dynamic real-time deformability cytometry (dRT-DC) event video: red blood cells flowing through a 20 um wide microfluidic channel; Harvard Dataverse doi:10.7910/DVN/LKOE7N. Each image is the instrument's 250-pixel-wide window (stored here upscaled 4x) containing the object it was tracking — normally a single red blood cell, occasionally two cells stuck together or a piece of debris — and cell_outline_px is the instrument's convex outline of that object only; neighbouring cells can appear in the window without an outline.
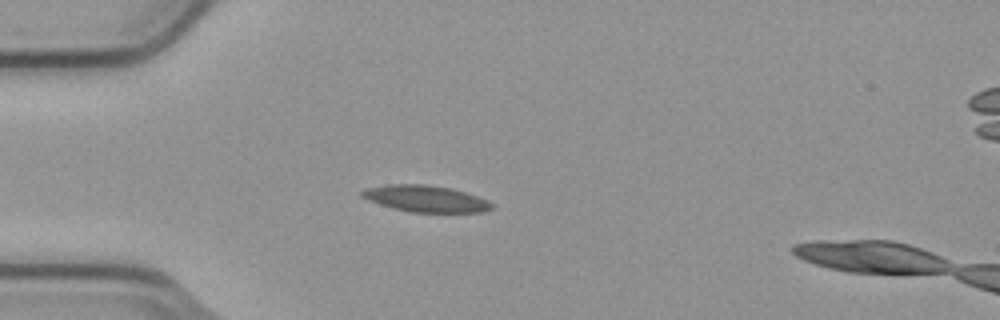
{"species": "common noctule bat (a hibernating species)", "species_latin": "Nyctalus noctula", "temperature_condition": "cold", "stored_images_in_passage": 5, "camera_frame_rate_fps": 3000, "um_per_image_px": 0.085, "animal": {"sex": "male", "body_mass_g": 23.1, "forearm_length_mm": 52.7}, "frame": {"image": 1, "passage_image": 4, "time_ms": 1.0, "image_size_px": [1000, 320], "cell_outline_px": [[492, 208], [480, 212], [412, 212], [392, 208], [368, 200], [360, 196], [360, 192], [368, 188], [388, 184], [428, 184], [452, 188], [488, 200], [492, 204]], "centroid_in_image_um": [36.16, 16.88], "position_along_channel_um": 48.8, "area_um2": 19.94}}